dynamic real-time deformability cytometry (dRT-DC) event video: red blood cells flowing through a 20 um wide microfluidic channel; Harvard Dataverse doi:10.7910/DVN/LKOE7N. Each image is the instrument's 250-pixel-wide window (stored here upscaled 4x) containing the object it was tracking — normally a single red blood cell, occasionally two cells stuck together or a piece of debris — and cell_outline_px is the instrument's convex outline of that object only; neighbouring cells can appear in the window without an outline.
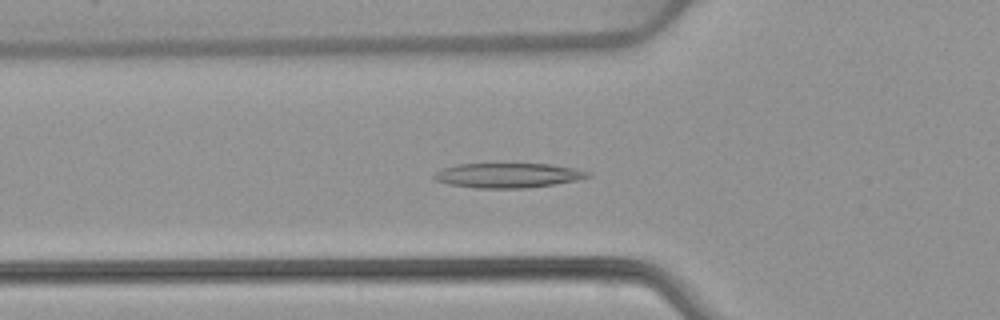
{"species": "common noctule bat (a hibernating species)", "species_latin": "Nyctalus noctula", "temperature_condition": "warm", "stored_images_in_passage": 51, "camera_frame_rate_fps": 3000, "um_per_image_px": 0.085, "animal": {"sex": "female", "body_mass_g": 22.7, "forearm_length_mm": 54.2}, "frame": {"image": 1, "passage_image": 17, "time_ms": 5.333, "image_size_px": [1000, 320], "cell_outline_px": [[592, 176], [576, 180], [552, 184], [524, 188], [476, 188], [448, 184], [436, 180], [432, 176], [440, 168], [456, 164], [552, 164], [572, 168], [588, 172]], "centroid_in_image_um": [43.11, 14.9], "position_along_channel_um": 82.7, "area_um2": 21.96}}
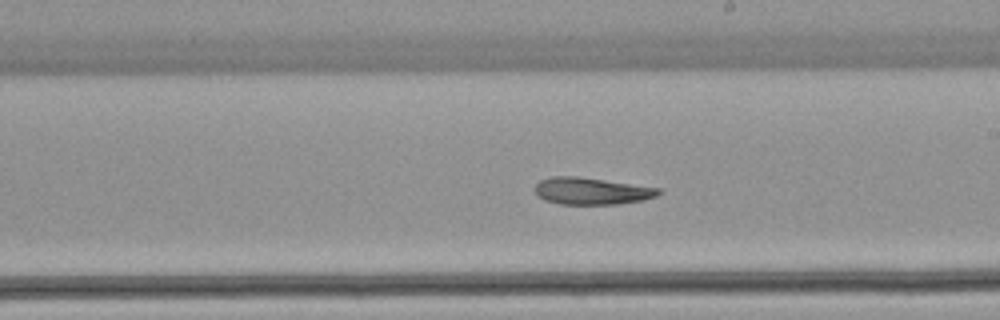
{"frame": {"image": 2, "passage_image": 29, "time_ms": 9.333, "image_size_px": [1000, 320], "cell_outline_px": [[664, 192], [656, 196], [644, 200], [620, 204], [560, 204], [544, 200], [536, 196], [536, 184], [540, 180], [552, 176], [580, 176], [660, 188]], "centroid_in_image_um": [50.3, 16.24], "position_along_channel_um": 238.7, "area_um2": 19.65}}
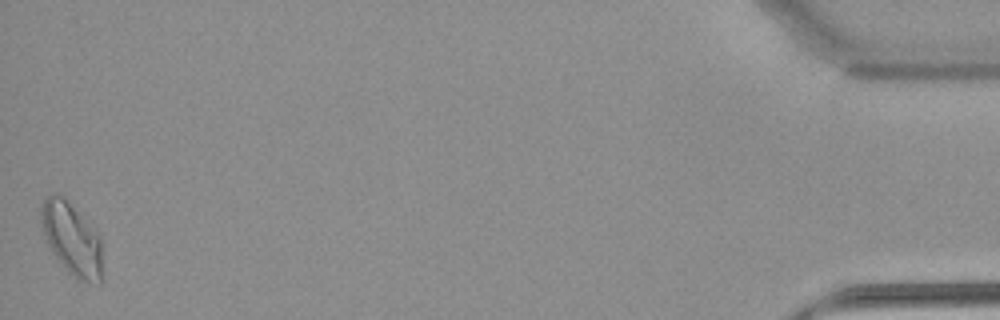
{"frame": {"image": 3, "passage_image": 51, "time_ms": 16.667, "image_size_px": [1000, 320], "cell_outline_px": [[100, 284], [76, 280], [68, 272], [52, 252], [48, 244], [40, 224], [40, 208], [44, 196], [52, 192], [56, 192], [64, 196], [68, 200], [100, 236]], "centroid_in_image_um": [6.04, 20.25], "position_along_channel_um": 429.2, "area_um2": 25.89}}